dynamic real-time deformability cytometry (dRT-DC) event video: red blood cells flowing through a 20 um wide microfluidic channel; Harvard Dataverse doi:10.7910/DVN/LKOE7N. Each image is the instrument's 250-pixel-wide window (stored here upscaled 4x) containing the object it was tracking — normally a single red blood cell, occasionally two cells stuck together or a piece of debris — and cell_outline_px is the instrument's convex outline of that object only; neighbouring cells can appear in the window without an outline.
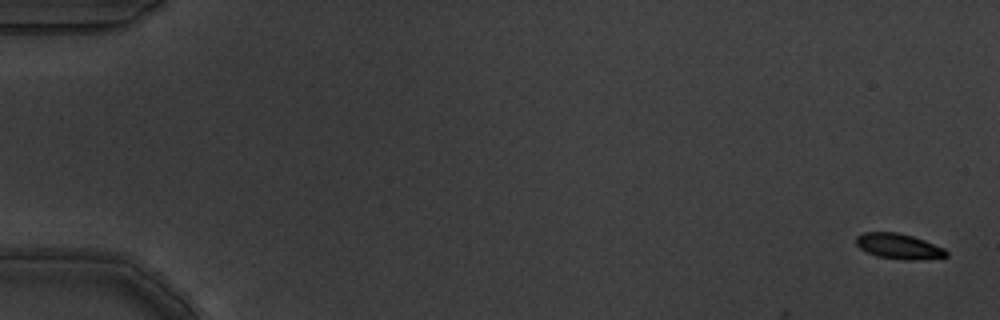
{"species": "common noctule bat (a hibernating species)", "species_latin": "Nyctalus noctula", "temperature_condition": "warm", "stored_images_in_passage": 4, "camera_frame_rate_fps": 3000, "um_per_image_px": 0.085, "animal": {"sex": "male", "body_mass_g": 19.5, "forearm_length_mm": 54.6}, "frame": {"image": 1, "passage_image": 1, "time_ms": 0.0, "image_size_px": [1000, 320], "cell_outline_px": [[948, 256], [912, 260], [904, 260], [876, 256], [860, 248], [856, 244], [856, 236], [864, 232], [896, 232], [912, 236], [924, 240], [944, 248], [948, 252]], "centroid_in_image_um": [76.38, 20.93], "position_along_channel_um": 8.6, "area_um2": 13.24}}